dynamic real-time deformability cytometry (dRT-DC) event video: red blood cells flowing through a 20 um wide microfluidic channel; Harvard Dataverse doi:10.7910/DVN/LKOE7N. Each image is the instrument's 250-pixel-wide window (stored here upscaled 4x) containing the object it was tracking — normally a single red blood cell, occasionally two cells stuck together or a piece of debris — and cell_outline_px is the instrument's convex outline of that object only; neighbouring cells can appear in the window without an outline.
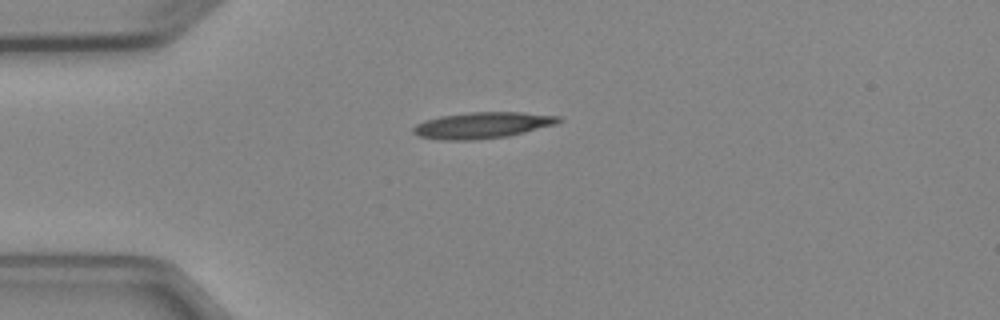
{"species": "Egyptian fruit bat (a non-hibernating species)", "species_latin": "Rousettus aegyptiacus", "temperature_condition": "cold", "stored_images_in_passage": 4, "camera_frame_rate_fps": 3000, "um_per_image_px": 0.085, "animal": {"sex": "female"}, "frame": {"image": 1, "passage_image": 1, "time_ms": 0.0, "image_size_px": [1000, 320], "cell_outline_px": [[564, 120], [556, 124], [508, 136], [476, 140], [440, 140], [416, 136], [412, 132], [412, 128], [416, 124], [424, 120], [440, 116], [468, 112], [520, 112], [560, 116]], "centroid_in_image_um": [40.97, 10.65], "position_along_channel_um": 44.0, "area_um2": 22.43}}